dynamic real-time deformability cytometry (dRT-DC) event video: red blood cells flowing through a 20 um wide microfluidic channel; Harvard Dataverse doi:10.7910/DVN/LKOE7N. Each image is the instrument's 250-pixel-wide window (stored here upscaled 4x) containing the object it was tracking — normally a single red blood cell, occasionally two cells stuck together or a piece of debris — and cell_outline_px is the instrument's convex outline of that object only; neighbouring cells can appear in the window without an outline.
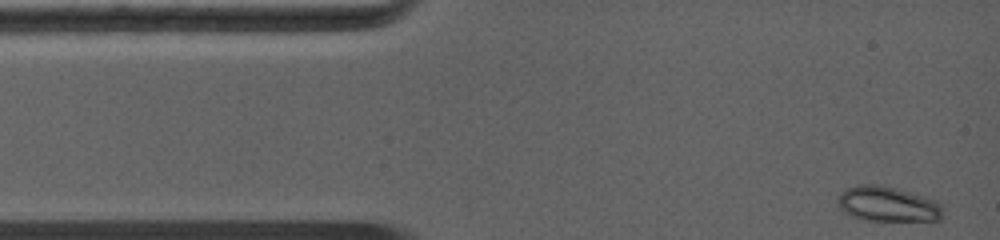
{"species": "common noctule bat (a hibernating species)", "species_latin": "Nyctalus noctula", "temperature_condition": "warm", "stored_images_in_passage": 55, "camera_frame_rate_fps": 5000, "um_per_image_px": 0.085, "animal": {"sex": "female", "body_mass_g": 19.0, "forearm_length_mm": 56.7}, "frame": {"image": 1, "passage_image": 1, "time_ms": 0.0, "image_size_px": [1000, 240], "cell_outline_px": [[940, 220], [864, 220], [852, 216], [844, 212], [836, 204], [836, 200], [848, 188], [856, 184], [876, 184], [896, 188], [932, 200], [940, 204]], "centroid_in_image_um": [75.36, 17.34], "position_along_channel_um": 9.6, "area_um2": 20.92}}
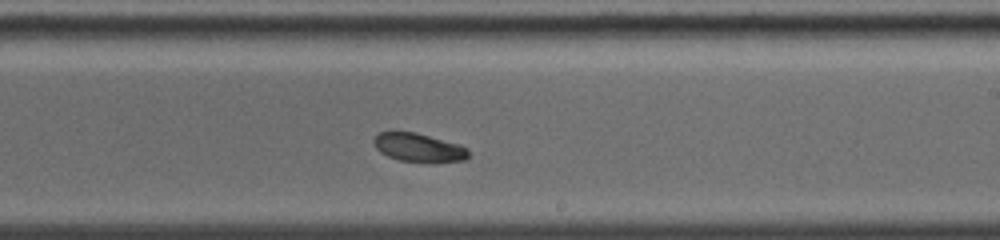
{"frame": {"image": 2, "passage_image": 36, "time_ms": 7.0, "image_size_px": [1000, 240], "cell_outline_px": [[468, 156], [464, 160], [436, 164], [432, 164], [400, 160], [388, 156], [380, 152], [376, 148], [372, 140], [380, 132], [416, 132], [460, 144], [468, 148]], "centroid_in_image_um": [35.63, 12.57], "position_along_channel_um": 253.4, "area_um2": 16.13}}
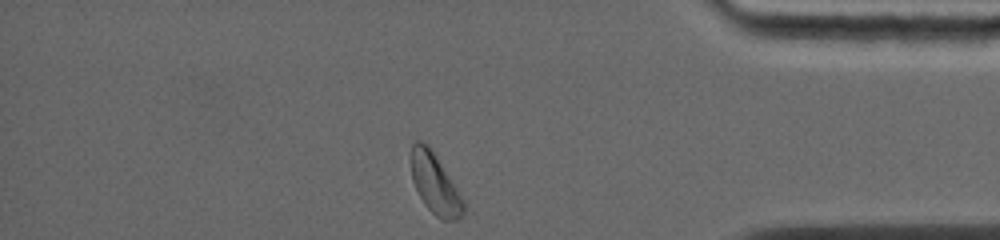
{"frame": {"image": 3, "passage_image": 55, "time_ms": 10.8, "image_size_px": [1000, 240], "cell_outline_px": [[464, 212], [456, 220], [440, 220], [424, 204], [412, 180], [412, 144], [416, 140], [420, 140], [428, 144], [464, 200]], "centroid_in_image_um": [36.97, 15.63], "position_along_channel_um": 398.2, "area_um2": 17.98}}